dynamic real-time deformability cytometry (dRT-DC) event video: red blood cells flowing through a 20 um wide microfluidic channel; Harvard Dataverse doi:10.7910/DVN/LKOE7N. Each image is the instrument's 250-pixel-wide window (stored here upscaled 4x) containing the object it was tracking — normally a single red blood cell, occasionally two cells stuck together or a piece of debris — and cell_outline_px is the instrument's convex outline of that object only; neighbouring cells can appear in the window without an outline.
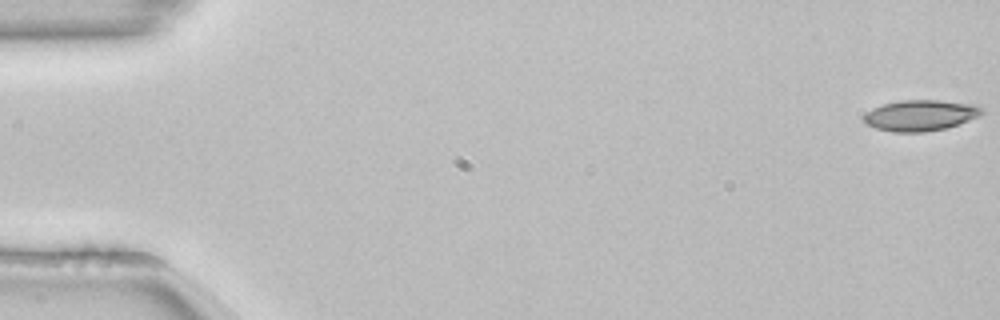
{"species": "common noctule bat (a hibernating species)", "species_latin": "Nyctalus noctula", "temperature_condition": "room temperature", "stored_images_in_passage": 54, "camera_frame_rate_fps": 3000, "um_per_image_px": 0.085, "animal": {"sex": "female", "body_mass_g": 22.7, "forearm_length_mm": 54.2}, "frame": {"image": 1, "passage_image": 1, "time_ms": 0.0, "image_size_px": [1000, 320], "cell_outline_px": [[984, 112], [980, 116], [944, 128], [924, 132], [892, 132], [876, 128], [864, 124], [864, 116], [872, 108], [884, 104], [900, 100], [940, 100], [980, 104], [984, 108]], "centroid_in_image_um": [78.27, 9.79], "position_along_channel_um": 6.7, "area_um2": 21.39}}
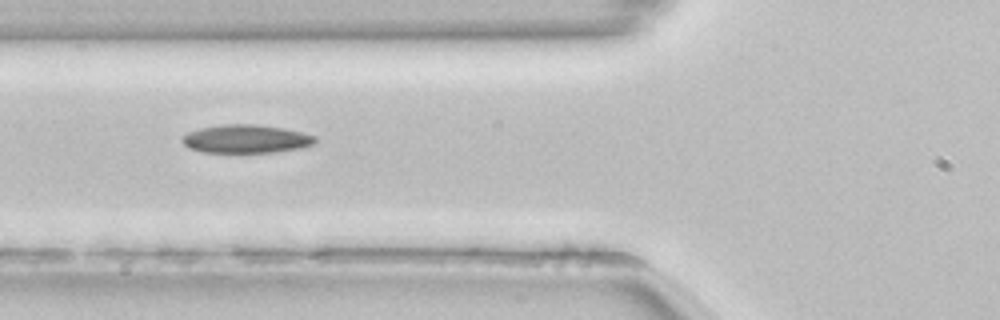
{"frame": {"image": 2, "passage_image": 21, "time_ms": 6.667, "image_size_px": [1000, 320], "cell_outline_px": [[316, 144], [300, 148], [272, 152], [200, 152], [188, 148], [180, 140], [188, 132], [200, 128], [220, 124], [252, 124], [284, 128], [316, 136]], "centroid_in_image_um": [20.9, 11.8], "position_along_channel_um": 104.9, "area_um2": 21.96}}
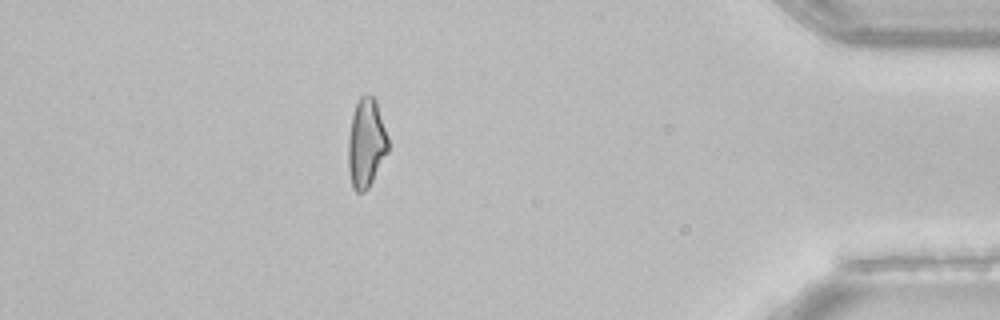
{"frame": {"image": 3, "passage_image": 48, "time_ms": 15.667, "image_size_px": [1000, 320], "cell_outline_px": [[388, 152], [368, 188], [364, 192], [356, 192], [352, 188], [348, 172], [348, 140], [352, 116], [356, 104], [360, 96], [368, 92], [376, 100], [388, 136]], "centroid_in_image_um": [31.12, 12.16], "position_along_channel_um": 404.1, "area_um2": 20.87}, "authors_computed_cell_mechanics": {"area_um2": 21.1837, "velocity_mm_per_s": 3.8455, "shape_relaxation_time_tau1_ms": null, "shape_relaxation_time_tau2_ms": 7.0839, "deformation_change_tau1": null, "deformation_change_tau2": 0.152}}